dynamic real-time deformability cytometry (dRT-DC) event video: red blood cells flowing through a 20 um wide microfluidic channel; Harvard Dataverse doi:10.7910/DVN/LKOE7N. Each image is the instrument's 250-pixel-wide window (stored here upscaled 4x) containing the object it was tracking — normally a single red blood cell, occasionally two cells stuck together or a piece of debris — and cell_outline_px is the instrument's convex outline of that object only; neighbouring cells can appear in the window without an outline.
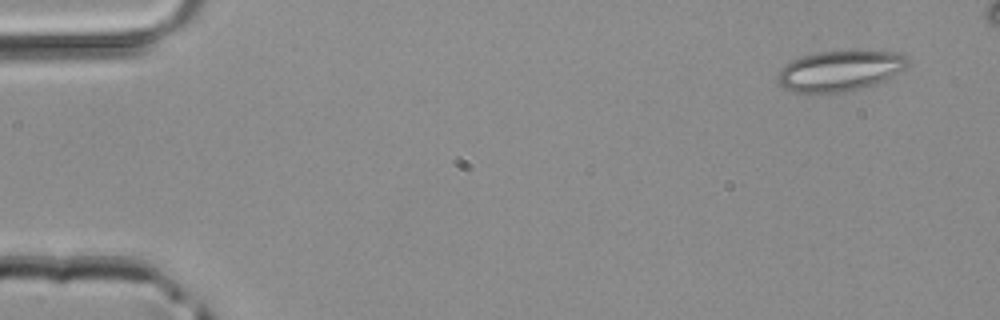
{"species": "common noctule bat (a hibernating species)", "species_latin": "Nyctalus noctula", "temperature_condition": "room temperature", "stored_images_in_passage": 3, "camera_frame_rate_fps": 3000, "um_per_image_px": 0.085, "animal": {"sex": "male", "body_mass_g": 20.4}, "frame": {"image": 1, "passage_image": 1, "time_ms": 0.0, "image_size_px": [1000, 320], "cell_outline_px": [[912, 64], [872, 84], [840, 92], [792, 92], [780, 84], [780, 68], [784, 64], [792, 60], [804, 56], [820, 52], [900, 52]], "centroid_in_image_um": [71.36, 6.01], "position_along_channel_um": 13.6, "area_um2": 29.42}}